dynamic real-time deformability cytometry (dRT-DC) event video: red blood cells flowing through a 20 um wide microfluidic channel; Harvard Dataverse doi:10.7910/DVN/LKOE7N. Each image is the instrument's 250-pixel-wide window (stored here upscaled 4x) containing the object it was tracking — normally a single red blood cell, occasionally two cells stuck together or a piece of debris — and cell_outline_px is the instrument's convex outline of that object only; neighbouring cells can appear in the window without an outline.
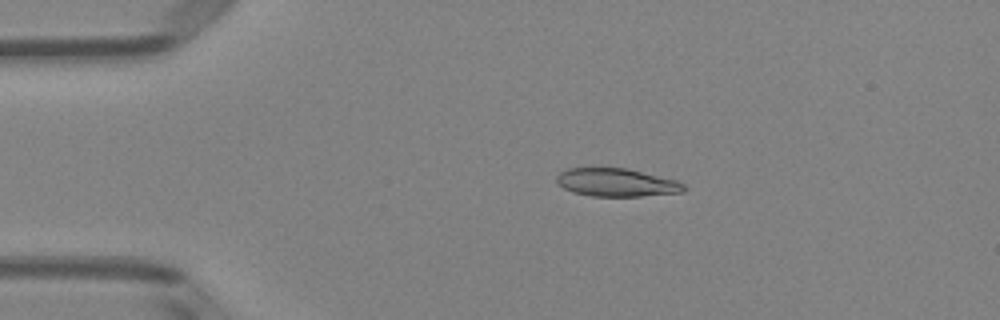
{"species": "Egyptian fruit bat (a non-hibernating species)", "species_latin": "Rousettus aegyptiacus", "temperature_condition": "room temperature", "stored_images_in_passage": 41, "camera_frame_rate_fps": 3000, "um_per_image_px": 0.085, "animal": {"sex": "female"}, "frame": {"image": 1, "passage_image": 1, "time_ms": 0.0, "image_size_px": [1000, 320], "cell_outline_px": [[688, 188], [684, 192], [640, 196], [592, 196], [572, 192], [556, 184], [556, 176], [560, 172], [568, 168], [592, 164], [604, 164], [628, 168], [676, 180], [684, 184]], "centroid_in_image_um": [52.33, 15.45], "position_along_channel_um": 32.7, "area_um2": 22.02}}
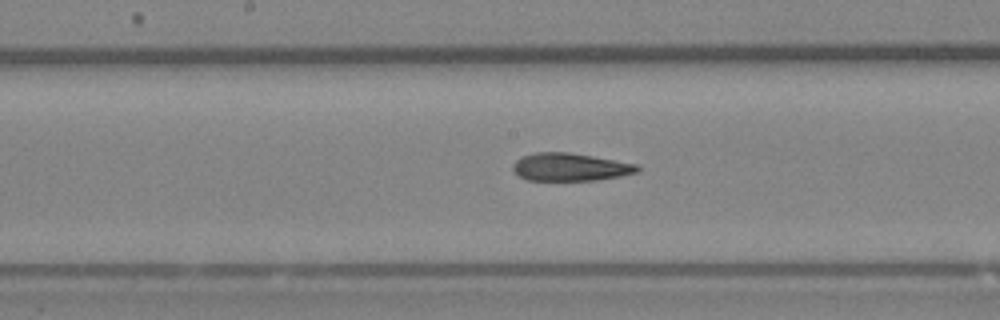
{"frame": {"image": 2, "passage_image": 17, "time_ms": 5.333, "image_size_px": [1000, 320], "cell_outline_px": [[640, 172], [620, 176], [596, 180], [528, 180], [520, 176], [512, 168], [512, 164], [516, 160], [524, 156], [536, 152], [568, 152], [592, 156], [636, 164], [640, 168]], "centroid_in_image_um": [48.48, 14.2], "position_along_channel_um": 199.7, "area_um2": 20.0}}
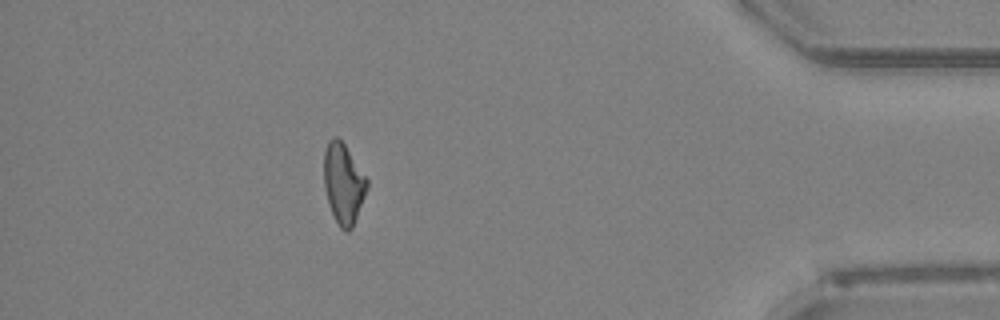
{"frame": {"image": 3, "passage_image": 36, "time_ms": 11.667, "image_size_px": [1000, 320], "cell_outline_px": [[368, 188], [352, 228], [348, 232], [344, 232], [340, 228], [328, 204], [324, 188], [324, 152], [328, 140], [332, 136], [336, 136], [344, 144], [368, 180]], "centroid_in_image_um": [29.18, 15.61], "position_along_channel_um": 406.0, "area_um2": 20.11}, "authors_computed_cell_mechanics": {"area_um2": 20.8658, "velocity_mm_per_s": 4.0009, "shape_relaxation_time_tau1_ms": 5.2498, "shape_relaxation_time_tau2_ms": 3.386, "deformation_change_tau1": 0.1664, "deformation_change_tau2": 0.1278}}